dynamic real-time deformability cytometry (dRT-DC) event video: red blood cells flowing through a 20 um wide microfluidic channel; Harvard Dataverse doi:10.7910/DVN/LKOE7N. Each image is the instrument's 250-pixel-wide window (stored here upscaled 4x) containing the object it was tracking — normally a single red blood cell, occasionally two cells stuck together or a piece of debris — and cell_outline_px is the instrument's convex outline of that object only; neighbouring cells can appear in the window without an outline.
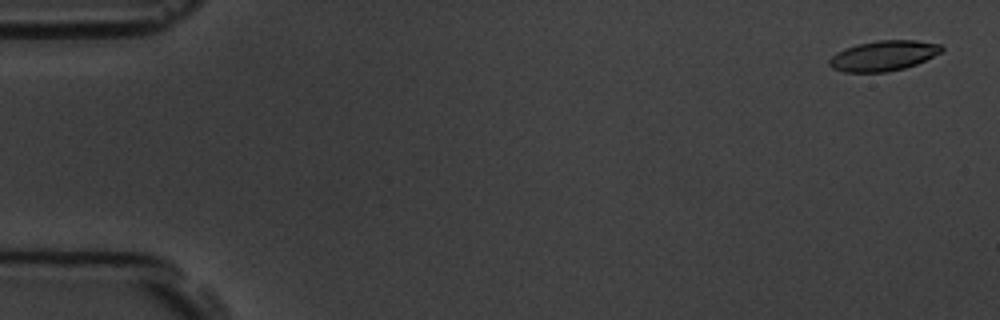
{"species": "common noctule bat (a hibernating species)", "species_latin": "Nyctalus noctula", "temperature_condition": "room temperature", "stored_images_in_passage": 5, "segment_of_instrument_passage": [1, 2], "camera_frame_rate_fps": 3000, "um_per_image_px": 0.085, "animal": {"sex": "male", "body_mass_g": 19.5, "forearm_length_mm": 54.6}, "frame": {"image": 1, "passage_image": 1, "time_ms": 0.0, "image_size_px": [1000, 320], "cell_outline_px": [[944, 48], [940, 52], [916, 64], [904, 68], [888, 72], [844, 72], [832, 68], [828, 64], [828, 60], [836, 52], [844, 48], [856, 44], [876, 40], [916, 40], [940, 44]], "centroid_in_image_um": [75.04, 4.73], "position_along_channel_um": 10.0, "area_um2": 19.83}}
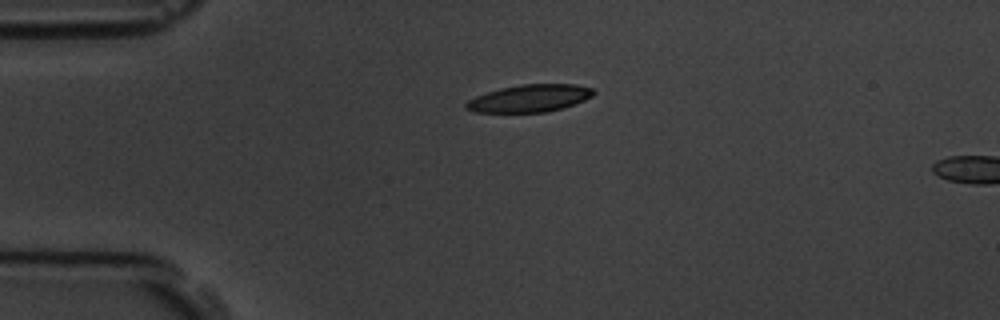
{"frame": {"image": 2, "passage_image": 4, "time_ms": 3.667, "image_size_px": [1000, 320], "cell_outline_px": [[596, 92], [592, 96], [584, 100], [564, 108], [548, 112], [476, 112], [464, 108], [464, 104], [468, 100], [476, 96], [500, 88], [520, 84], [576, 84], [592, 88]], "centroid_in_image_um": [45.03, 8.35], "position_along_channel_um": 40.0, "area_um2": 20.4}}